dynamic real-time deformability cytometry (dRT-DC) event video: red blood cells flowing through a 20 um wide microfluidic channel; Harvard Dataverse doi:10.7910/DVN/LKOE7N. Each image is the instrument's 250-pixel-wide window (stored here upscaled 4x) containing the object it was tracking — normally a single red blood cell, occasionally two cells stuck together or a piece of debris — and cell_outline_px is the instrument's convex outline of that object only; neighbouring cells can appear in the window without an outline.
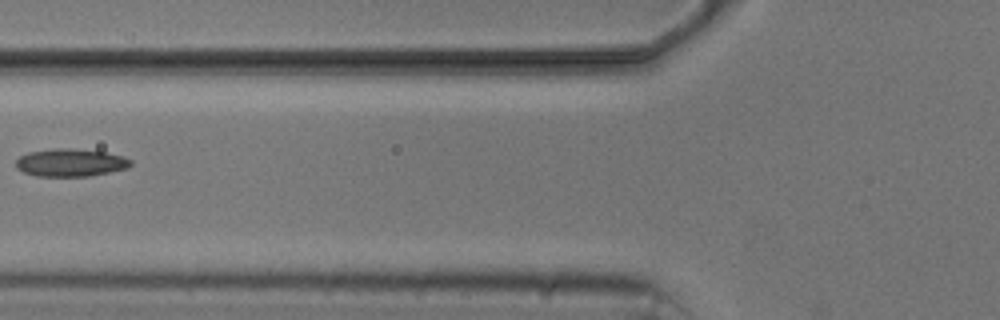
{"species": "common noctule bat (a hibernating species)", "species_latin": "Nyctalus noctula", "temperature_condition": "cold", "stored_images_in_passage": 5, "camera_frame_rate_fps": 3000, "um_per_image_px": 0.085, "animal": {"sex": "male", "body_mass_g": 20.5, "forearm_length_mm": 52.5}, "frame": {"image": 1, "passage_image": 3, "time_ms": 4.0, "image_size_px": [1000, 320], "cell_outline_px": [[132, 164], [128, 168], [88, 176], [36, 176], [24, 172], [16, 168], [16, 160], [20, 156], [28, 152], [56, 148], [72, 148], [104, 152], [124, 156], [132, 160]], "centroid_in_image_um": [6.0, 13.82], "position_along_channel_um": 119.8, "area_um2": 18.55}}
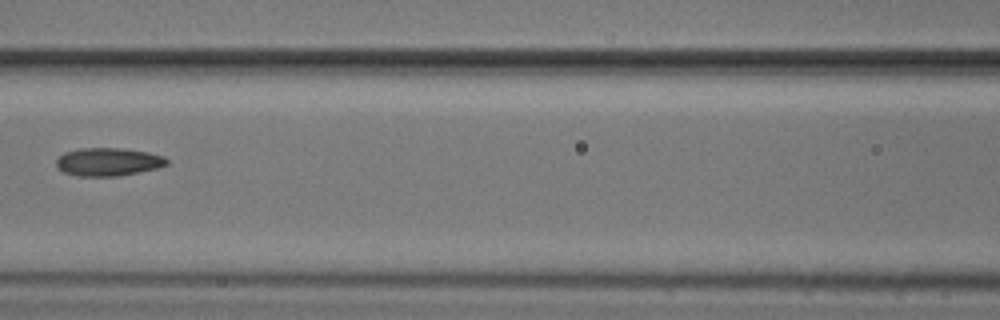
{"frame": {"image": 2, "passage_image": 4, "time_ms": 5.0, "image_size_px": [1000, 320], "cell_outline_px": [[168, 164], [156, 168], [120, 176], [76, 176], [64, 172], [56, 164], [56, 160], [64, 152], [80, 148], [124, 148], [148, 152], [164, 156], [168, 160]], "centroid_in_image_um": [9.2, 13.75], "position_along_channel_um": 157.4, "area_um2": 18.09}}
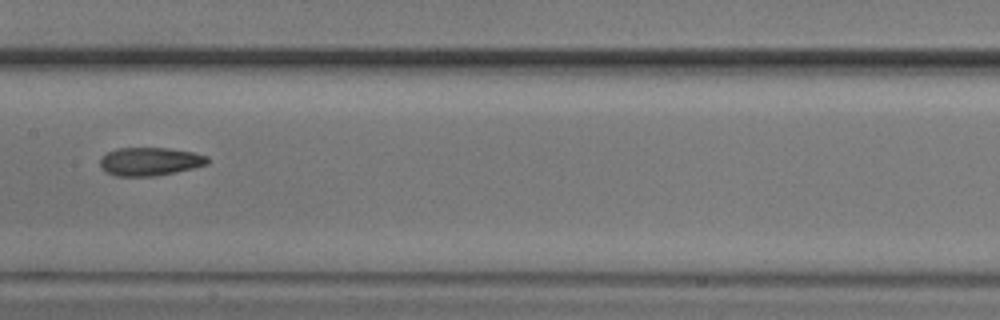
{"frame": {"image": 3, "passage_image": 5, "time_ms": 6.0, "image_size_px": [1000, 320], "cell_outline_px": [[208, 164], [192, 168], [156, 176], [116, 176], [104, 172], [100, 168], [100, 160], [108, 152], [116, 148], [168, 148], [192, 152], [208, 156]], "centroid_in_image_um": [12.71, 13.73], "position_along_channel_um": 194.7, "area_um2": 17.69}}